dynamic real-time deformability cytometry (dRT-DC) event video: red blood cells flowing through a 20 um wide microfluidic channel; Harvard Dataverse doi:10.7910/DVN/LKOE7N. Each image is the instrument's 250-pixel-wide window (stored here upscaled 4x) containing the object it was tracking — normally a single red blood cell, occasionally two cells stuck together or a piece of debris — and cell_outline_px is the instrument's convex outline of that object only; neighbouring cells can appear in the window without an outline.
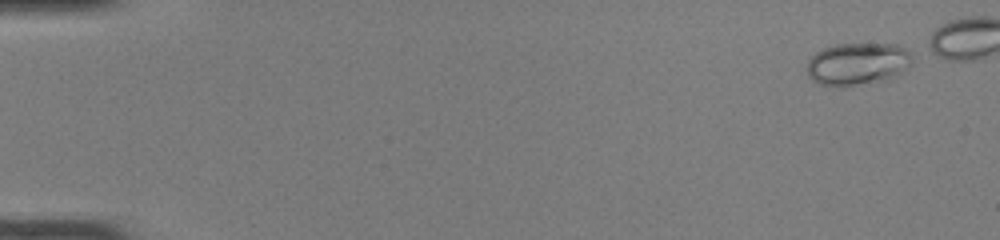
{"species": "common noctule bat (a hibernating species)", "species_latin": "Nyctalus noctula", "temperature_condition": "room temperature", "stored_images_in_passage": 40, "camera_frame_rate_fps": 3000, "um_per_image_px": 0.085, "animal": {"sex": "female", "body_mass_g": 22.0, "forearm_length_mm": 56.7}, "frame": {"image": 1, "passage_image": 1, "time_ms": 0.0, "image_size_px": [1000, 240], "cell_outline_px": [[912, 64], [896, 76], [888, 80], [852, 84], [820, 84], [812, 80], [808, 76], [808, 60], [816, 52], [832, 44], [896, 44], [912, 52]], "centroid_in_image_um": [72.94, 5.39], "position_along_channel_um": 12.1, "area_um2": 25.66}}
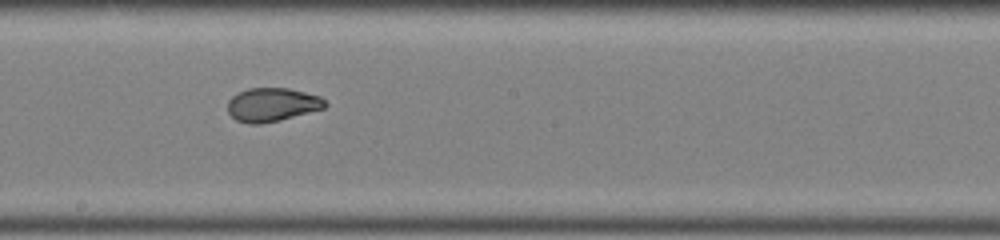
{"frame": {"image": 2, "passage_image": 27, "time_ms": 8.667, "image_size_px": [1000, 240], "cell_outline_px": [[328, 104], [324, 108], [280, 120], [260, 124], [248, 124], [236, 120], [228, 112], [228, 100], [232, 96], [248, 88], [288, 88], [320, 96]], "centroid_in_image_um": [23.12, 8.9], "position_along_channel_um": 225.1, "area_um2": 19.02}}
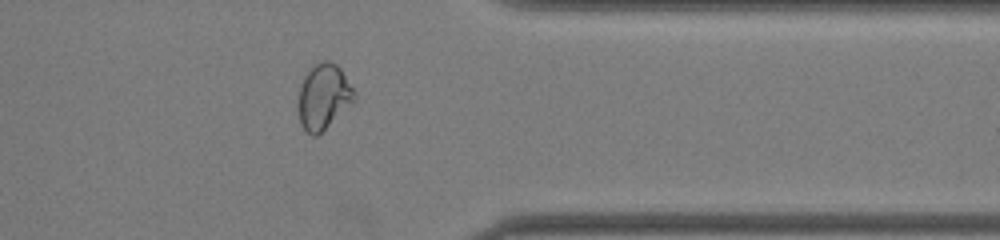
{"frame": {"image": 3, "passage_image": 39, "time_ms": 12.667, "image_size_px": [1000, 240], "cell_outline_px": [[356, 100], [316, 136], [312, 136], [300, 124], [296, 104], [300, 88], [304, 76], [308, 68], [320, 60], [332, 60], [340, 68], [356, 92]], "centroid_in_image_um": [27.48, 8.18], "position_along_channel_um": 383.9, "area_um2": 21.68}}